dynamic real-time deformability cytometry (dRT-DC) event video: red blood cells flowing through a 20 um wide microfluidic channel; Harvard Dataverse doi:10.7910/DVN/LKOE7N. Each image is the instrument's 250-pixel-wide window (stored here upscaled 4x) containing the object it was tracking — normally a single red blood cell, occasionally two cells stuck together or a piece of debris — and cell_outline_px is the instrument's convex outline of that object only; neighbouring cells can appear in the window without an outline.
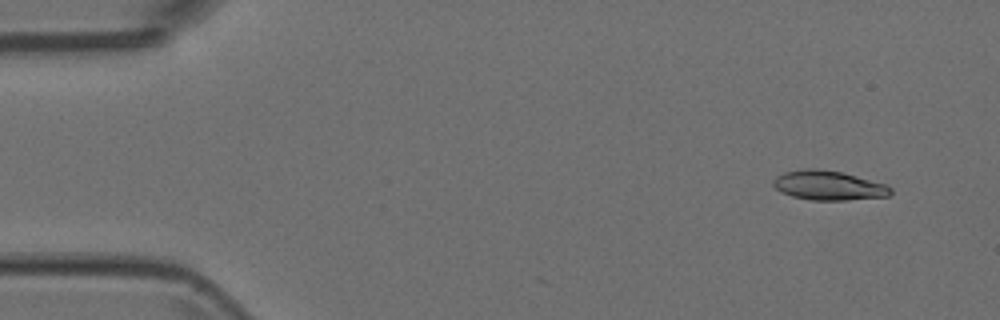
{"species": "Egyptian fruit bat (a non-hibernating species)", "species_latin": "Rousettus aegyptiacus", "temperature_condition": "room temperature", "stored_images_in_passage": 6, "camera_frame_rate_fps": 3000, "um_per_image_px": 0.085, "animal": {"sex": "female"}, "frame": {"image": 1, "passage_image": 1, "time_ms": 0.0, "image_size_px": [1000, 320], "cell_outline_px": [[892, 192], [888, 196], [848, 200], [812, 200], [792, 196], [780, 192], [772, 184], [772, 180], [776, 176], [784, 172], [804, 168], [816, 168], [840, 172], [856, 176], [884, 184], [892, 188]], "centroid_in_image_um": [70.38, 15.76], "position_along_channel_um": 14.6, "area_um2": 20.06}}
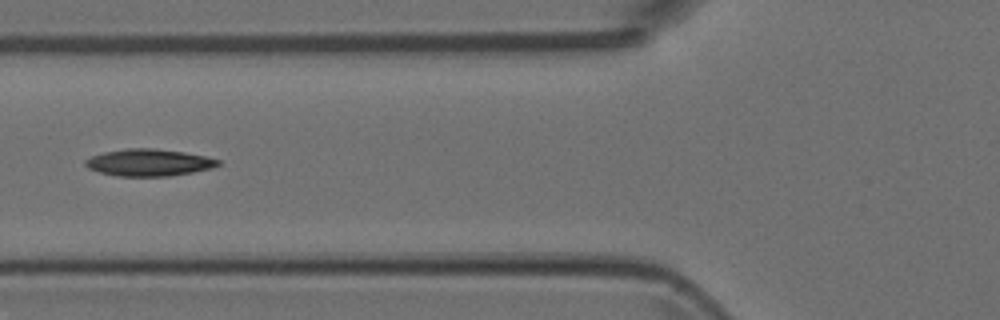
{"frame": {"image": 2, "passage_image": 5, "time_ms": 1.333, "image_size_px": [1000, 320], "cell_outline_px": [[220, 164], [212, 168], [192, 172], [168, 176], [116, 176], [100, 172], [88, 168], [84, 164], [84, 160], [92, 156], [104, 152], [128, 148], [152, 148], [184, 152], [204, 156], [220, 160]], "centroid_in_image_um": [12.63, 13.81], "position_along_channel_um": 113.2, "area_um2": 20.75}}
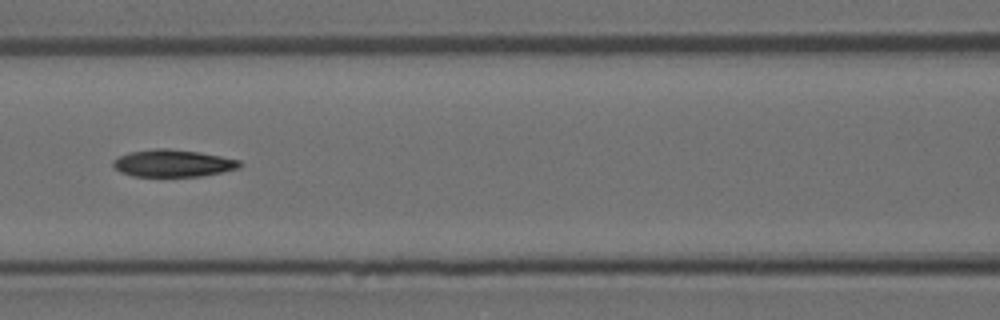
{"frame": {"image": 3, "passage_image": 6, "time_ms": 1.667, "image_size_px": [1000, 320], "cell_outline_px": [[244, 164], [240, 168], [200, 176], [132, 176], [120, 172], [112, 168], [112, 160], [128, 152], [156, 148], [168, 148], [200, 152], [240, 160]], "centroid_in_image_um": [14.67, 13.87], "position_along_channel_um": 151.9, "area_um2": 20.23}}